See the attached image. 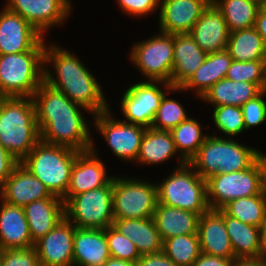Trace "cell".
<instances>
[{
  "mask_svg": "<svg viewBox=\"0 0 266 266\" xmlns=\"http://www.w3.org/2000/svg\"><path fill=\"white\" fill-rule=\"evenodd\" d=\"M49 63H52L54 73L46 68ZM44 82L63 92L93 116L110 109L96 77L74 53L57 44L45 47Z\"/></svg>",
  "mask_w": 266,
  "mask_h": 266,
  "instance_id": "cell-2",
  "label": "cell"
},
{
  "mask_svg": "<svg viewBox=\"0 0 266 266\" xmlns=\"http://www.w3.org/2000/svg\"><path fill=\"white\" fill-rule=\"evenodd\" d=\"M226 78L233 81L257 84L262 90L266 89V60L248 62L232 61Z\"/></svg>",
  "mask_w": 266,
  "mask_h": 266,
  "instance_id": "cell-37",
  "label": "cell"
},
{
  "mask_svg": "<svg viewBox=\"0 0 266 266\" xmlns=\"http://www.w3.org/2000/svg\"><path fill=\"white\" fill-rule=\"evenodd\" d=\"M162 183H156L158 203L197 213L210 210L207 183L188 163L176 167Z\"/></svg>",
  "mask_w": 266,
  "mask_h": 266,
  "instance_id": "cell-8",
  "label": "cell"
},
{
  "mask_svg": "<svg viewBox=\"0 0 266 266\" xmlns=\"http://www.w3.org/2000/svg\"><path fill=\"white\" fill-rule=\"evenodd\" d=\"M106 240L112 258L137 262L140 254L135 244L113 226L106 228Z\"/></svg>",
  "mask_w": 266,
  "mask_h": 266,
  "instance_id": "cell-40",
  "label": "cell"
},
{
  "mask_svg": "<svg viewBox=\"0 0 266 266\" xmlns=\"http://www.w3.org/2000/svg\"><path fill=\"white\" fill-rule=\"evenodd\" d=\"M197 213L158 203L153 213L162 241L179 235L197 234Z\"/></svg>",
  "mask_w": 266,
  "mask_h": 266,
  "instance_id": "cell-28",
  "label": "cell"
},
{
  "mask_svg": "<svg viewBox=\"0 0 266 266\" xmlns=\"http://www.w3.org/2000/svg\"><path fill=\"white\" fill-rule=\"evenodd\" d=\"M112 203L113 178L105 186L69 198L65 218L77 228L106 229L114 221Z\"/></svg>",
  "mask_w": 266,
  "mask_h": 266,
  "instance_id": "cell-9",
  "label": "cell"
},
{
  "mask_svg": "<svg viewBox=\"0 0 266 266\" xmlns=\"http://www.w3.org/2000/svg\"><path fill=\"white\" fill-rule=\"evenodd\" d=\"M105 164L97 156L96 148L80 151L72 167L69 186L66 195L62 198L64 203L74 195L105 186L113 176L109 177Z\"/></svg>",
  "mask_w": 266,
  "mask_h": 266,
  "instance_id": "cell-16",
  "label": "cell"
},
{
  "mask_svg": "<svg viewBox=\"0 0 266 266\" xmlns=\"http://www.w3.org/2000/svg\"><path fill=\"white\" fill-rule=\"evenodd\" d=\"M114 219L153 217L158 204L157 185L142 180L113 176Z\"/></svg>",
  "mask_w": 266,
  "mask_h": 266,
  "instance_id": "cell-10",
  "label": "cell"
},
{
  "mask_svg": "<svg viewBox=\"0 0 266 266\" xmlns=\"http://www.w3.org/2000/svg\"><path fill=\"white\" fill-rule=\"evenodd\" d=\"M44 39L31 51L0 55V97H32L44 82Z\"/></svg>",
  "mask_w": 266,
  "mask_h": 266,
  "instance_id": "cell-5",
  "label": "cell"
},
{
  "mask_svg": "<svg viewBox=\"0 0 266 266\" xmlns=\"http://www.w3.org/2000/svg\"><path fill=\"white\" fill-rule=\"evenodd\" d=\"M112 111L94 115L97 132L103 135L112 152L121 160L136 161L146 128L116 120Z\"/></svg>",
  "mask_w": 266,
  "mask_h": 266,
  "instance_id": "cell-13",
  "label": "cell"
},
{
  "mask_svg": "<svg viewBox=\"0 0 266 266\" xmlns=\"http://www.w3.org/2000/svg\"><path fill=\"white\" fill-rule=\"evenodd\" d=\"M0 266H2V263H1V249H0Z\"/></svg>",
  "mask_w": 266,
  "mask_h": 266,
  "instance_id": "cell-53",
  "label": "cell"
},
{
  "mask_svg": "<svg viewBox=\"0 0 266 266\" xmlns=\"http://www.w3.org/2000/svg\"><path fill=\"white\" fill-rule=\"evenodd\" d=\"M260 7L266 11V0L263 1Z\"/></svg>",
  "mask_w": 266,
  "mask_h": 266,
  "instance_id": "cell-51",
  "label": "cell"
},
{
  "mask_svg": "<svg viewBox=\"0 0 266 266\" xmlns=\"http://www.w3.org/2000/svg\"><path fill=\"white\" fill-rule=\"evenodd\" d=\"M0 249H22L34 246L23 207L0 203Z\"/></svg>",
  "mask_w": 266,
  "mask_h": 266,
  "instance_id": "cell-24",
  "label": "cell"
},
{
  "mask_svg": "<svg viewBox=\"0 0 266 266\" xmlns=\"http://www.w3.org/2000/svg\"><path fill=\"white\" fill-rule=\"evenodd\" d=\"M51 196L45 184L21 163L14 168L0 189L2 201L19 207Z\"/></svg>",
  "mask_w": 266,
  "mask_h": 266,
  "instance_id": "cell-19",
  "label": "cell"
},
{
  "mask_svg": "<svg viewBox=\"0 0 266 266\" xmlns=\"http://www.w3.org/2000/svg\"><path fill=\"white\" fill-rule=\"evenodd\" d=\"M106 229H75L73 266H102L110 258Z\"/></svg>",
  "mask_w": 266,
  "mask_h": 266,
  "instance_id": "cell-22",
  "label": "cell"
},
{
  "mask_svg": "<svg viewBox=\"0 0 266 266\" xmlns=\"http://www.w3.org/2000/svg\"><path fill=\"white\" fill-rule=\"evenodd\" d=\"M136 266H177L169 257H167L163 251L141 255Z\"/></svg>",
  "mask_w": 266,
  "mask_h": 266,
  "instance_id": "cell-45",
  "label": "cell"
},
{
  "mask_svg": "<svg viewBox=\"0 0 266 266\" xmlns=\"http://www.w3.org/2000/svg\"><path fill=\"white\" fill-rule=\"evenodd\" d=\"M130 59L147 80L164 81L171 84L174 34L159 31L153 37L135 43Z\"/></svg>",
  "mask_w": 266,
  "mask_h": 266,
  "instance_id": "cell-11",
  "label": "cell"
},
{
  "mask_svg": "<svg viewBox=\"0 0 266 266\" xmlns=\"http://www.w3.org/2000/svg\"><path fill=\"white\" fill-rule=\"evenodd\" d=\"M207 55L189 33L174 34L171 85L181 87L204 63Z\"/></svg>",
  "mask_w": 266,
  "mask_h": 266,
  "instance_id": "cell-25",
  "label": "cell"
},
{
  "mask_svg": "<svg viewBox=\"0 0 266 266\" xmlns=\"http://www.w3.org/2000/svg\"><path fill=\"white\" fill-rule=\"evenodd\" d=\"M40 141L32 97H0V146L21 162Z\"/></svg>",
  "mask_w": 266,
  "mask_h": 266,
  "instance_id": "cell-3",
  "label": "cell"
},
{
  "mask_svg": "<svg viewBox=\"0 0 266 266\" xmlns=\"http://www.w3.org/2000/svg\"><path fill=\"white\" fill-rule=\"evenodd\" d=\"M19 163L5 148L0 146V189Z\"/></svg>",
  "mask_w": 266,
  "mask_h": 266,
  "instance_id": "cell-44",
  "label": "cell"
},
{
  "mask_svg": "<svg viewBox=\"0 0 266 266\" xmlns=\"http://www.w3.org/2000/svg\"><path fill=\"white\" fill-rule=\"evenodd\" d=\"M261 230V253L260 258L266 261V221L260 227Z\"/></svg>",
  "mask_w": 266,
  "mask_h": 266,
  "instance_id": "cell-50",
  "label": "cell"
},
{
  "mask_svg": "<svg viewBox=\"0 0 266 266\" xmlns=\"http://www.w3.org/2000/svg\"><path fill=\"white\" fill-rule=\"evenodd\" d=\"M232 61L227 50L208 54L204 63L180 87V91L194 89L196 96L202 98L214 84L226 77Z\"/></svg>",
  "mask_w": 266,
  "mask_h": 266,
  "instance_id": "cell-26",
  "label": "cell"
},
{
  "mask_svg": "<svg viewBox=\"0 0 266 266\" xmlns=\"http://www.w3.org/2000/svg\"><path fill=\"white\" fill-rule=\"evenodd\" d=\"M222 210L234 219L261 227L266 221V188L258 195L232 200Z\"/></svg>",
  "mask_w": 266,
  "mask_h": 266,
  "instance_id": "cell-35",
  "label": "cell"
},
{
  "mask_svg": "<svg viewBox=\"0 0 266 266\" xmlns=\"http://www.w3.org/2000/svg\"><path fill=\"white\" fill-rule=\"evenodd\" d=\"M207 54L227 50L230 31L222 13L211 2L189 33Z\"/></svg>",
  "mask_w": 266,
  "mask_h": 266,
  "instance_id": "cell-20",
  "label": "cell"
},
{
  "mask_svg": "<svg viewBox=\"0 0 266 266\" xmlns=\"http://www.w3.org/2000/svg\"><path fill=\"white\" fill-rule=\"evenodd\" d=\"M124 13L134 16H147L159 7V0H117Z\"/></svg>",
  "mask_w": 266,
  "mask_h": 266,
  "instance_id": "cell-43",
  "label": "cell"
},
{
  "mask_svg": "<svg viewBox=\"0 0 266 266\" xmlns=\"http://www.w3.org/2000/svg\"><path fill=\"white\" fill-rule=\"evenodd\" d=\"M212 114L217 130L228 135V138L244 132L245 126L241 107L233 105L214 107Z\"/></svg>",
  "mask_w": 266,
  "mask_h": 266,
  "instance_id": "cell-39",
  "label": "cell"
},
{
  "mask_svg": "<svg viewBox=\"0 0 266 266\" xmlns=\"http://www.w3.org/2000/svg\"><path fill=\"white\" fill-rule=\"evenodd\" d=\"M254 28L261 36L263 43L266 47V11L261 7L259 8L256 15Z\"/></svg>",
  "mask_w": 266,
  "mask_h": 266,
  "instance_id": "cell-47",
  "label": "cell"
},
{
  "mask_svg": "<svg viewBox=\"0 0 266 266\" xmlns=\"http://www.w3.org/2000/svg\"><path fill=\"white\" fill-rule=\"evenodd\" d=\"M76 227L66 218L34 243L40 266H73Z\"/></svg>",
  "mask_w": 266,
  "mask_h": 266,
  "instance_id": "cell-15",
  "label": "cell"
},
{
  "mask_svg": "<svg viewBox=\"0 0 266 266\" xmlns=\"http://www.w3.org/2000/svg\"><path fill=\"white\" fill-rule=\"evenodd\" d=\"M6 8L20 14L42 35L49 27L65 22L71 13L70 0H7Z\"/></svg>",
  "mask_w": 266,
  "mask_h": 266,
  "instance_id": "cell-14",
  "label": "cell"
},
{
  "mask_svg": "<svg viewBox=\"0 0 266 266\" xmlns=\"http://www.w3.org/2000/svg\"><path fill=\"white\" fill-rule=\"evenodd\" d=\"M197 234L202 253L236 260L223 216L217 210L210 209L199 217Z\"/></svg>",
  "mask_w": 266,
  "mask_h": 266,
  "instance_id": "cell-21",
  "label": "cell"
},
{
  "mask_svg": "<svg viewBox=\"0 0 266 266\" xmlns=\"http://www.w3.org/2000/svg\"><path fill=\"white\" fill-rule=\"evenodd\" d=\"M43 38L20 14L0 11V55L31 51Z\"/></svg>",
  "mask_w": 266,
  "mask_h": 266,
  "instance_id": "cell-17",
  "label": "cell"
},
{
  "mask_svg": "<svg viewBox=\"0 0 266 266\" xmlns=\"http://www.w3.org/2000/svg\"><path fill=\"white\" fill-rule=\"evenodd\" d=\"M80 151L39 141L20 162L37 177L52 195H66L72 167Z\"/></svg>",
  "mask_w": 266,
  "mask_h": 266,
  "instance_id": "cell-6",
  "label": "cell"
},
{
  "mask_svg": "<svg viewBox=\"0 0 266 266\" xmlns=\"http://www.w3.org/2000/svg\"><path fill=\"white\" fill-rule=\"evenodd\" d=\"M163 253L177 266H193L202 253L198 234L179 235L164 240Z\"/></svg>",
  "mask_w": 266,
  "mask_h": 266,
  "instance_id": "cell-36",
  "label": "cell"
},
{
  "mask_svg": "<svg viewBox=\"0 0 266 266\" xmlns=\"http://www.w3.org/2000/svg\"><path fill=\"white\" fill-rule=\"evenodd\" d=\"M159 31L167 34L190 33L212 0H159Z\"/></svg>",
  "mask_w": 266,
  "mask_h": 266,
  "instance_id": "cell-18",
  "label": "cell"
},
{
  "mask_svg": "<svg viewBox=\"0 0 266 266\" xmlns=\"http://www.w3.org/2000/svg\"><path fill=\"white\" fill-rule=\"evenodd\" d=\"M40 140L78 151L92 148L89 124L83 117L82 106L71 101L63 92L43 82L32 96Z\"/></svg>",
  "mask_w": 266,
  "mask_h": 266,
  "instance_id": "cell-1",
  "label": "cell"
},
{
  "mask_svg": "<svg viewBox=\"0 0 266 266\" xmlns=\"http://www.w3.org/2000/svg\"><path fill=\"white\" fill-rule=\"evenodd\" d=\"M160 84L165 90L159 87ZM180 87H173L164 81H141L128 87L121 99V109L125 117L124 122L151 128L155 114L160 107L165 93L179 91Z\"/></svg>",
  "mask_w": 266,
  "mask_h": 266,
  "instance_id": "cell-12",
  "label": "cell"
},
{
  "mask_svg": "<svg viewBox=\"0 0 266 266\" xmlns=\"http://www.w3.org/2000/svg\"><path fill=\"white\" fill-rule=\"evenodd\" d=\"M265 93L266 89L241 106L245 130L250 129L252 126H258L266 121Z\"/></svg>",
  "mask_w": 266,
  "mask_h": 266,
  "instance_id": "cell-41",
  "label": "cell"
},
{
  "mask_svg": "<svg viewBox=\"0 0 266 266\" xmlns=\"http://www.w3.org/2000/svg\"><path fill=\"white\" fill-rule=\"evenodd\" d=\"M255 2H257L259 5H261L263 3L264 0H253Z\"/></svg>",
  "mask_w": 266,
  "mask_h": 266,
  "instance_id": "cell-52",
  "label": "cell"
},
{
  "mask_svg": "<svg viewBox=\"0 0 266 266\" xmlns=\"http://www.w3.org/2000/svg\"><path fill=\"white\" fill-rule=\"evenodd\" d=\"M112 226L135 244L140 256L163 251V241L153 217L114 219Z\"/></svg>",
  "mask_w": 266,
  "mask_h": 266,
  "instance_id": "cell-27",
  "label": "cell"
},
{
  "mask_svg": "<svg viewBox=\"0 0 266 266\" xmlns=\"http://www.w3.org/2000/svg\"><path fill=\"white\" fill-rule=\"evenodd\" d=\"M227 51L234 61L266 60V47L254 27L230 32Z\"/></svg>",
  "mask_w": 266,
  "mask_h": 266,
  "instance_id": "cell-32",
  "label": "cell"
},
{
  "mask_svg": "<svg viewBox=\"0 0 266 266\" xmlns=\"http://www.w3.org/2000/svg\"><path fill=\"white\" fill-rule=\"evenodd\" d=\"M224 219L233 253L236 259H258L261 253L260 227L246 224L227 215L222 209L217 210Z\"/></svg>",
  "mask_w": 266,
  "mask_h": 266,
  "instance_id": "cell-29",
  "label": "cell"
},
{
  "mask_svg": "<svg viewBox=\"0 0 266 266\" xmlns=\"http://www.w3.org/2000/svg\"><path fill=\"white\" fill-rule=\"evenodd\" d=\"M263 90L255 83L221 79L201 98L214 107L233 105L241 107L248 100L255 98Z\"/></svg>",
  "mask_w": 266,
  "mask_h": 266,
  "instance_id": "cell-30",
  "label": "cell"
},
{
  "mask_svg": "<svg viewBox=\"0 0 266 266\" xmlns=\"http://www.w3.org/2000/svg\"><path fill=\"white\" fill-rule=\"evenodd\" d=\"M1 263L2 266H40L34 246L1 250Z\"/></svg>",
  "mask_w": 266,
  "mask_h": 266,
  "instance_id": "cell-42",
  "label": "cell"
},
{
  "mask_svg": "<svg viewBox=\"0 0 266 266\" xmlns=\"http://www.w3.org/2000/svg\"><path fill=\"white\" fill-rule=\"evenodd\" d=\"M233 260L201 253L193 266H232Z\"/></svg>",
  "mask_w": 266,
  "mask_h": 266,
  "instance_id": "cell-46",
  "label": "cell"
},
{
  "mask_svg": "<svg viewBox=\"0 0 266 266\" xmlns=\"http://www.w3.org/2000/svg\"><path fill=\"white\" fill-rule=\"evenodd\" d=\"M188 115L183 105L178 100L167 98L164 94L160 107L158 108L151 128L156 130L171 131L181 122L186 120Z\"/></svg>",
  "mask_w": 266,
  "mask_h": 266,
  "instance_id": "cell-38",
  "label": "cell"
},
{
  "mask_svg": "<svg viewBox=\"0 0 266 266\" xmlns=\"http://www.w3.org/2000/svg\"><path fill=\"white\" fill-rule=\"evenodd\" d=\"M210 209H222L230 201L260 194L266 188V155L263 153L249 168L218 173L206 180Z\"/></svg>",
  "mask_w": 266,
  "mask_h": 266,
  "instance_id": "cell-7",
  "label": "cell"
},
{
  "mask_svg": "<svg viewBox=\"0 0 266 266\" xmlns=\"http://www.w3.org/2000/svg\"><path fill=\"white\" fill-rule=\"evenodd\" d=\"M23 210L33 243L44 237L65 218L64 201L55 195L33 201L24 206Z\"/></svg>",
  "mask_w": 266,
  "mask_h": 266,
  "instance_id": "cell-23",
  "label": "cell"
},
{
  "mask_svg": "<svg viewBox=\"0 0 266 266\" xmlns=\"http://www.w3.org/2000/svg\"><path fill=\"white\" fill-rule=\"evenodd\" d=\"M232 266H266V261L262 258L258 259H236Z\"/></svg>",
  "mask_w": 266,
  "mask_h": 266,
  "instance_id": "cell-48",
  "label": "cell"
},
{
  "mask_svg": "<svg viewBox=\"0 0 266 266\" xmlns=\"http://www.w3.org/2000/svg\"><path fill=\"white\" fill-rule=\"evenodd\" d=\"M232 139L208 135L188 164L207 180L218 173L245 170L263 154Z\"/></svg>",
  "mask_w": 266,
  "mask_h": 266,
  "instance_id": "cell-4",
  "label": "cell"
},
{
  "mask_svg": "<svg viewBox=\"0 0 266 266\" xmlns=\"http://www.w3.org/2000/svg\"><path fill=\"white\" fill-rule=\"evenodd\" d=\"M102 266H136V262L110 257Z\"/></svg>",
  "mask_w": 266,
  "mask_h": 266,
  "instance_id": "cell-49",
  "label": "cell"
},
{
  "mask_svg": "<svg viewBox=\"0 0 266 266\" xmlns=\"http://www.w3.org/2000/svg\"><path fill=\"white\" fill-rule=\"evenodd\" d=\"M230 32L254 27L260 5L253 0H212Z\"/></svg>",
  "mask_w": 266,
  "mask_h": 266,
  "instance_id": "cell-33",
  "label": "cell"
},
{
  "mask_svg": "<svg viewBox=\"0 0 266 266\" xmlns=\"http://www.w3.org/2000/svg\"><path fill=\"white\" fill-rule=\"evenodd\" d=\"M171 134L176 150L180 153V163L177 167L188 163L208 136L203 134L200 123L190 117L173 128Z\"/></svg>",
  "mask_w": 266,
  "mask_h": 266,
  "instance_id": "cell-34",
  "label": "cell"
},
{
  "mask_svg": "<svg viewBox=\"0 0 266 266\" xmlns=\"http://www.w3.org/2000/svg\"><path fill=\"white\" fill-rule=\"evenodd\" d=\"M177 153L171 131L147 128L136 162L141 165L161 164Z\"/></svg>",
  "mask_w": 266,
  "mask_h": 266,
  "instance_id": "cell-31",
  "label": "cell"
}]
</instances>
